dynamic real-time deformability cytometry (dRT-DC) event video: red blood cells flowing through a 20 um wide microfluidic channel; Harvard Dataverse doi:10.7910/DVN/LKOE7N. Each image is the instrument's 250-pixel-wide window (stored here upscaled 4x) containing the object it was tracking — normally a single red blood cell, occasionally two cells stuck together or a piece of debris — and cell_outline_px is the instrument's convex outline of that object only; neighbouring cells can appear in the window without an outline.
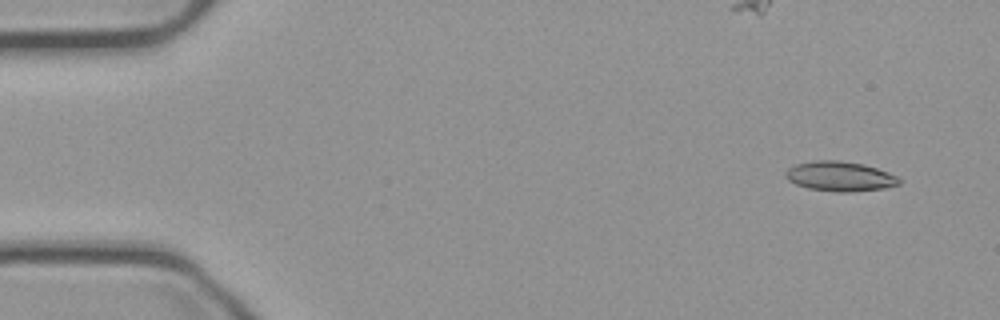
{"species": "common noctule bat (a hibernating species)", "species_latin": "Nyctalus noctula", "temperature_condition": "cold", "stored_images_in_passage": 53, "camera_frame_rate_fps": 3000, "um_per_image_px": 0.085, "animal": {"sex": "male", "body_mass_g": 23.1, "forearm_length_mm": 52.7}, "frame": {"image": 1, "passage_image": 2, "time_ms": 0.333, "image_size_px": [1000, 320], "cell_outline_px": [[904, 180], [900, 184], [884, 188], [852, 192], [836, 192], [808, 188], [796, 184], [788, 180], [784, 176], [784, 172], [788, 168], [796, 164], [816, 160], [836, 160], [864, 164], [888, 172]], "centroid_in_image_um": [71.4, 14.99], "position_along_channel_um": 13.6, "area_um2": 19.83}}
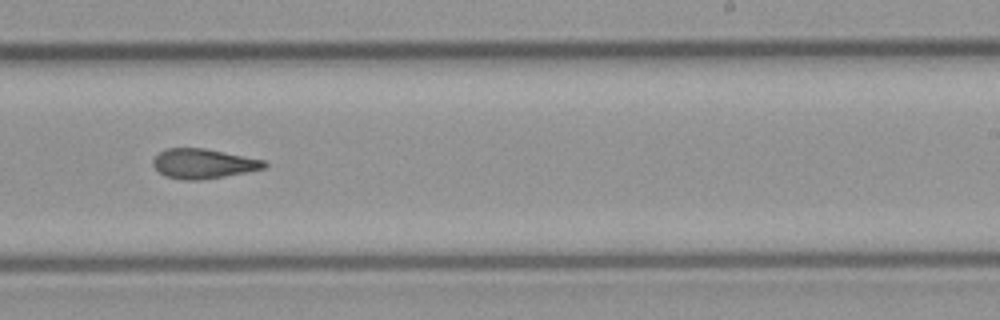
{"frame": {"image": 2, "passage_image": 32, "time_ms": 10.333, "image_size_px": [1000, 320], "cell_outline_px": [[268, 164], [264, 168], [248, 172], [200, 180], [184, 180], [168, 176], [160, 172], [152, 164], [152, 160], [160, 152], [168, 148], [204, 148], [264, 160]], "centroid_in_image_um": [17.29, 13.91], "position_along_channel_um": 271.7, "area_um2": 19.02}}
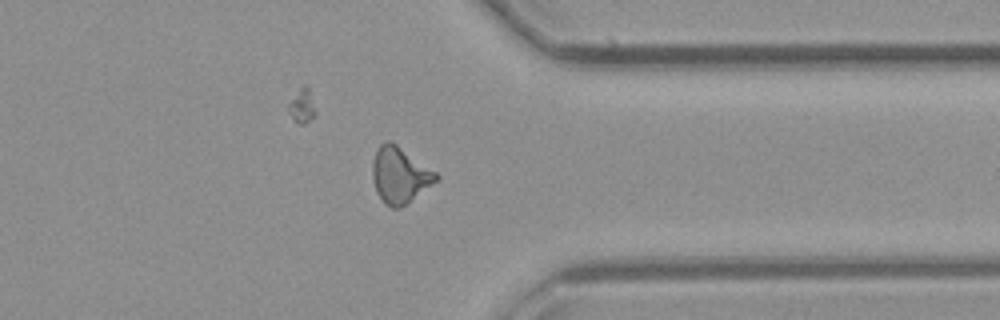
{"frame": {"image": 3, "passage_image": 41, "time_ms": 13.333, "image_size_px": [1000, 320], "cell_outline_px": [[440, 180], [400, 208], [392, 208], [384, 204], [376, 192], [372, 176], [372, 164], [376, 148], [380, 144], [388, 140], [396, 144], [436, 172], [440, 176]], "centroid_in_image_um": [33.98, 14.9], "position_along_channel_um": 377.4, "area_um2": 20.92}, "authors_computed_cell_mechanics": {"area_um2": 19.5942, "velocity_mm_per_s": 3.7354, "shape_relaxation_time_tau1_ms": null, "shape_relaxation_time_tau2_ms": 6.1027, "deformation_change_tau1": null, "deformation_change_tau2": 0.1597}}